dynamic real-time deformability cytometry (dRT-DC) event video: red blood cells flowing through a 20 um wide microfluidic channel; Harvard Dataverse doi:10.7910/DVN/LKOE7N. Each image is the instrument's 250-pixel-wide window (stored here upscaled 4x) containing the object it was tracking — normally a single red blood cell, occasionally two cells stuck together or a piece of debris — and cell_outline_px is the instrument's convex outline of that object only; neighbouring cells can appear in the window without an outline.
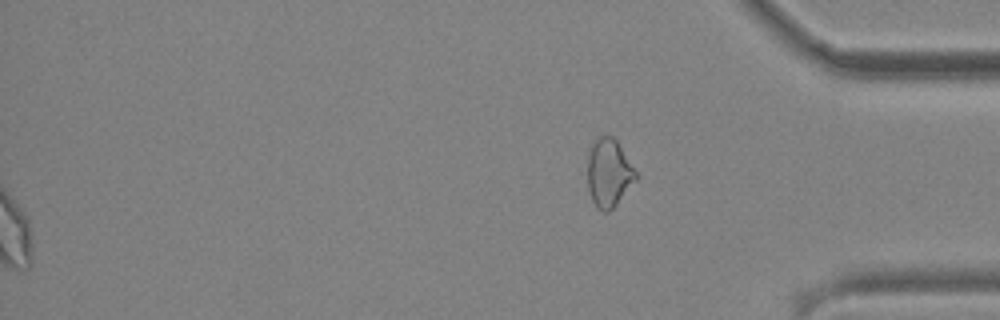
{"species": "common noctule bat (a hibernating species)", "species_latin": "Nyctalus noctula", "temperature_condition": "cold", "stored_images_in_passage": 52, "segment_of_instrument_passage": [2, 2], "camera_frame_rate_fps": 3000, "um_per_image_px": 0.085, "animal": {"sex": "male", "body_mass_g": 19.2, "forearm_length_mm": 51.8}, "frame": {"image": 1, "passage_image": 52, "time_ms": 17.0, "image_size_px": [1000, 320], "cell_outline_px": [[636, 180], [616, 204], [608, 212], [604, 212], [596, 208], [592, 200], [588, 188], [588, 156], [592, 140], [596, 136], [612, 136], [616, 140], [636, 172]], "centroid_in_image_um": [51.71, 14.69], "position_along_channel_um": 383.5, "area_um2": 19.02}}